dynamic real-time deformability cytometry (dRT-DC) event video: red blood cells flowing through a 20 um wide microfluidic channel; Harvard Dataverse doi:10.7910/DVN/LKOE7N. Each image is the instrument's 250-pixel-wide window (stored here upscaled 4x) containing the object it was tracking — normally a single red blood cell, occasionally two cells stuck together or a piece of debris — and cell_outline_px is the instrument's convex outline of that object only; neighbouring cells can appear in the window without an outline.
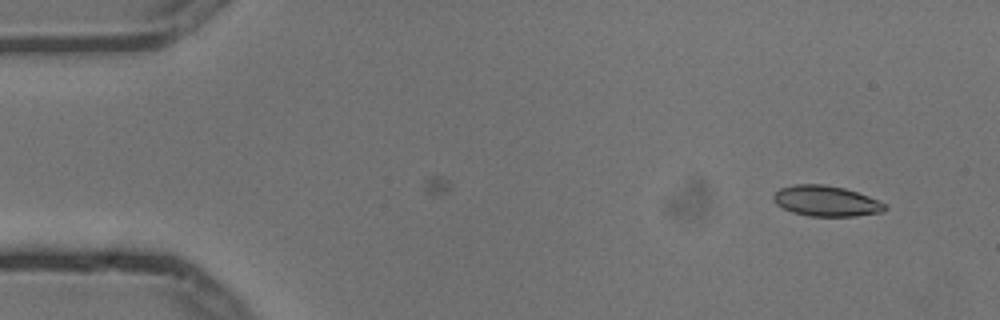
{"species": "common noctule bat (a hibernating species)", "species_latin": "Nyctalus noctula", "temperature_condition": "cold", "stored_images_in_passage": 6, "camera_frame_rate_fps": 3000, "um_per_image_px": 0.085, "animal": {"sex": "male", "body_mass_g": 13.3}, "frame": {"image": 1, "passage_image": 1, "time_ms": 0.0, "image_size_px": [1000, 320], "cell_outline_px": [[888, 208], [884, 212], [856, 216], [808, 216], [792, 212], [776, 204], [772, 200], [772, 196], [780, 188], [792, 184], [824, 184], [844, 188], [868, 196], [884, 204]], "centroid_in_image_um": [70.19, 17.09], "position_along_channel_um": 14.8, "area_um2": 19.88}}
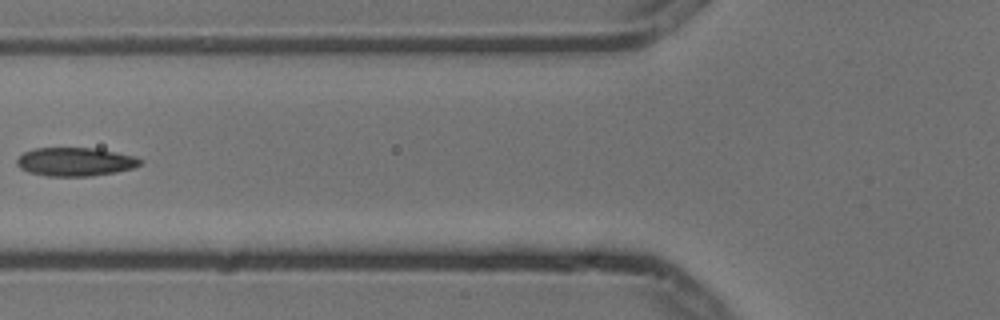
{"frame": {"image": 2, "passage_image": 5, "time_ms": 1.333, "image_size_px": [1000, 320], "cell_outline_px": [[144, 160], [140, 164], [132, 168], [116, 172], [92, 176], [48, 176], [28, 172], [20, 168], [16, 164], [16, 160], [24, 152], [36, 148], [96, 148], [136, 156]], "centroid_in_image_um": [6.41, 13.75], "position_along_channel_um": 119.4, "area_um2": 20.58}}
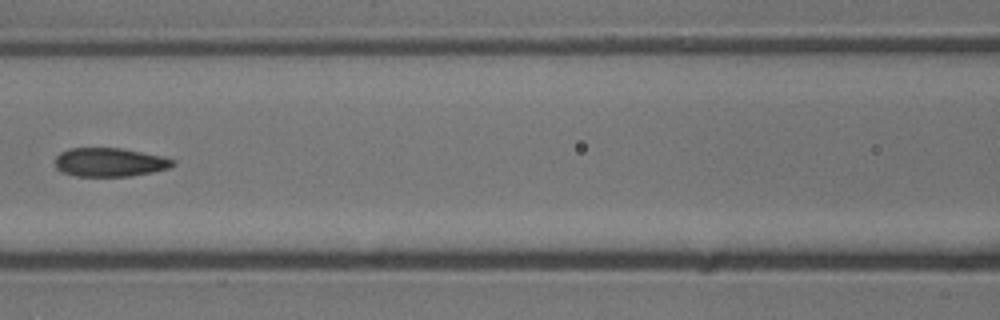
{"frame": {"image": 3, "passage_image": 6, "time_ms": 1.667, "image_size_px": [1000, 320], "cell_outline_px": [[176, 164], [168, 168], [152, 172], [132, 176], [76, 176], [64, 172], [56, 168], [56, 156], [60, 152], [68, 148], [120, 148], [164, 156], [176, 160]], "centroid_in_image_um": [9.35, 13.78], "position_along_channel_um": 157.2, "area_um2": 19.77}}